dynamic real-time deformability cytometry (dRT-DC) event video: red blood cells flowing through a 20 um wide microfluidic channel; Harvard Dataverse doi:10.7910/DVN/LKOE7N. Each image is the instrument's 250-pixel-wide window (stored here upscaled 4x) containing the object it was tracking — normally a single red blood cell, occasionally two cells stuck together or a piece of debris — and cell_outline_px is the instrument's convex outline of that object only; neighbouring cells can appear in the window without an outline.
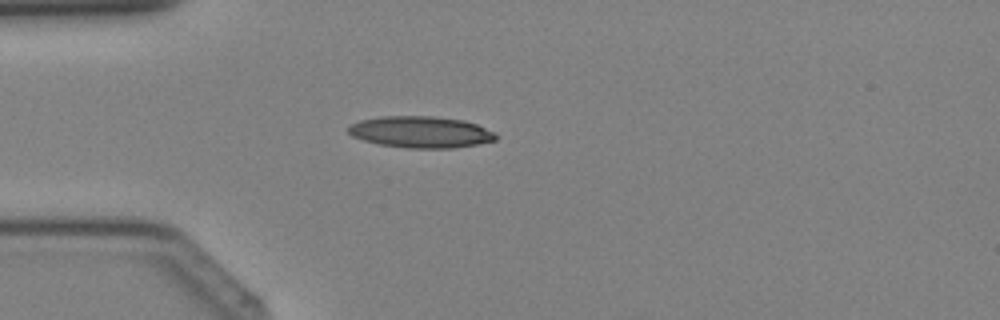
{"species": "Egyptian fruit bat (a non-hibernating species)", "species_latin": "Rousettus aegyptiacus", "temperature_condition": "cold", "stored_images_in_passage": 38, "camera_frame_rate_fps": 3000, "um_per_image_px": 0.085, "animal": {"sex": "female"}, "frame": {"image": 1, "passage_image": 10, "time_ms": 3.0, "image_size_px": [1000, 320], "cell_outline_px": [[496, 140], [476, 144], [452, 148], [408, 148], [380, 144], [364, 140], [352, 136], [348, 132], [348, 128], [352, 124], [360, 120], [380, 116], [432, 116], [464, 120], [476, 124], [496, 132]], "centroid_in_image_um": [35.77, 11.21], "position_along_channel_um": 49.2, "area_um2": 26.99}}
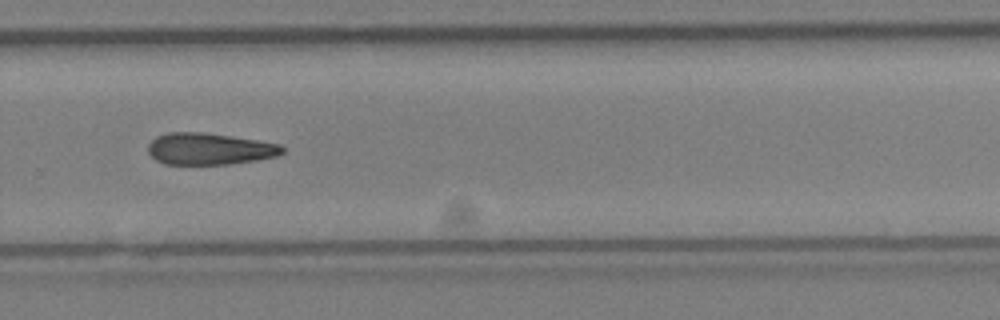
{"frame": {"image": 2, "passage_image": 26, "time_ms": 8.333, "image_size_px": [1000, 320], "cell_outline_px": [[284, 152], [276, 156], [256, 160], [228, 164], [164, 164], [156, 160], [148, 152], [148, 144], [156, 136], [168, 132], [204, 132], [256, 140], [280, 144], [284, 148]], "centroid_in_image_um": [17.78, 12.65], "position_along_channel_um": 312.0, "area_um2": 24.74}}
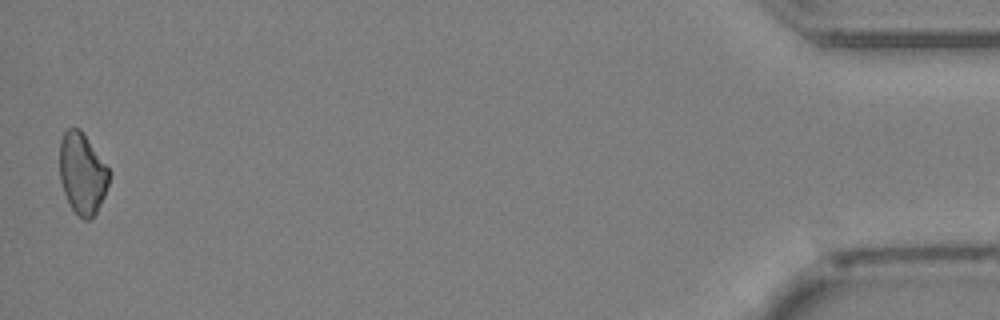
{"frame": {"image": 3, "passage_image": 38, "time_ms": 12.333, "image_size_px": [1000, 320], "cell_outline_px": [[112, 172], [104, 196], [96, 212], [88, 220], [84, 220], [72, 208], [64, 192], [60, 180], [60, 140], [64, 132], [68, 128], [80, 128]], "centroid_in_image_um": [7.01, 14.71], "position_along_channel_um": 428.2, "area_um2": 23.29}}